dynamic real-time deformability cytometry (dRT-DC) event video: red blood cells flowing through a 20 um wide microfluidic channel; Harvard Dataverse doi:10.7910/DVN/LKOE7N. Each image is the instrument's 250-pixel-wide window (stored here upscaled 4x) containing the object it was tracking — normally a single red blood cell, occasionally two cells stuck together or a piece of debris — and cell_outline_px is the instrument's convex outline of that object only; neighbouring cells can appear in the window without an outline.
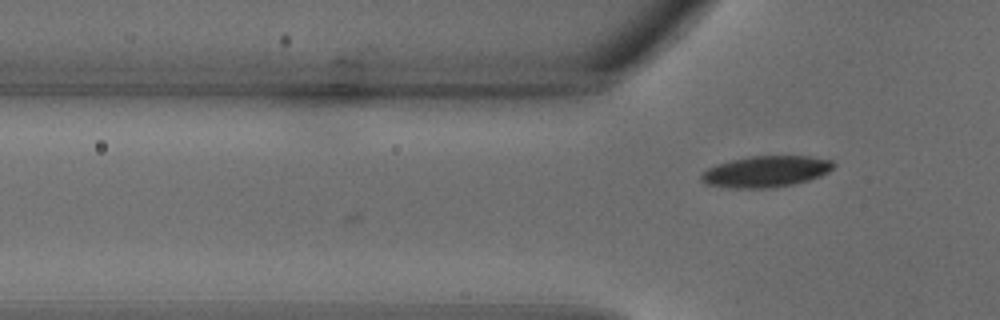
{"species": "common noctule bat (a hibernating species)", "species_latin": "Nyctalus noctula", "temperature_condition": "warm", "stored_images_in_passage": 4, "camera_frame_rate_fps": 3000, "um_per_image_px": 0.085, "animal": {"sex": "male", "body_mass_g": 18.8}, "frame": {"image": 1, "passage_image": 4, "time_ms": 1.0, "image_size_px": [1000, 320], "cell_outline_px": [[836, 164], [828, 172], [820, 176], [808, 180], [792, 184], [772, 188], [732, 188], [704, 184], [700, 180], [700, 176], [708, 168], [716, 164], [732, 160], [752, 156], [808, 156], [832, 160]], "centroid_in_image_um": [65.09, 14.58], "position_along_channel_um": 60.7, "area_um2": 24.04}}